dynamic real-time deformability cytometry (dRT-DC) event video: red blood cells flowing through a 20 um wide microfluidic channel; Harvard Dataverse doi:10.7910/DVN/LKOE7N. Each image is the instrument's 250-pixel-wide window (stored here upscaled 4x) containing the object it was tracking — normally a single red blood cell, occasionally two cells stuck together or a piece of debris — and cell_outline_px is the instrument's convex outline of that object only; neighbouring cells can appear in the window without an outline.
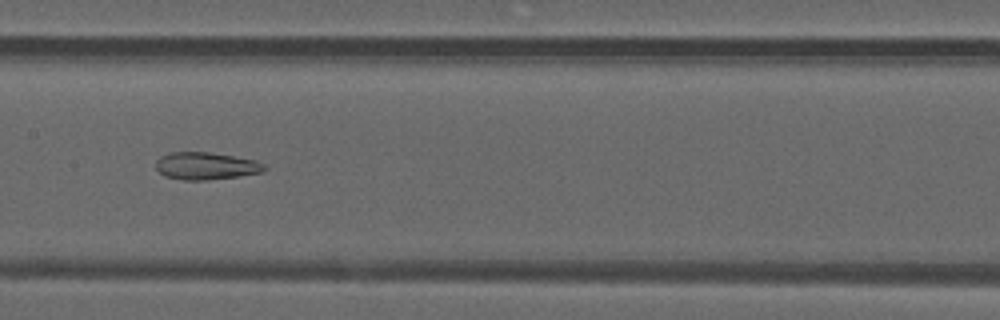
{"species": "common noctule bat (a hibernating species)", "species_latin": "Nyctalus noctula", "temperature_condition": "warm", "stored_images_in_passage": 49, "camera_frame_rate_fps": 3000, "um_per_image_px": 0.085, "animal": {"sex": "male", "forearm_length_mm": 52.5}, "frame": {"image": 1, "passage_image": 25, "time_ms": 8.0, "image_size_px": [1000, 320], "cell_outline_px": [[268, 168], [264, 172], [240, 176], [208, 180], [180, 180], [164, 176], [156, 168], [156, 160], [160, 156], [168, 152], [208, 152], [256, 160], [264, 164]], "centroid_in_image_um": [17.51, 14.11], "position_along_channel_um": 189.9, "area_um2": 17.51}}
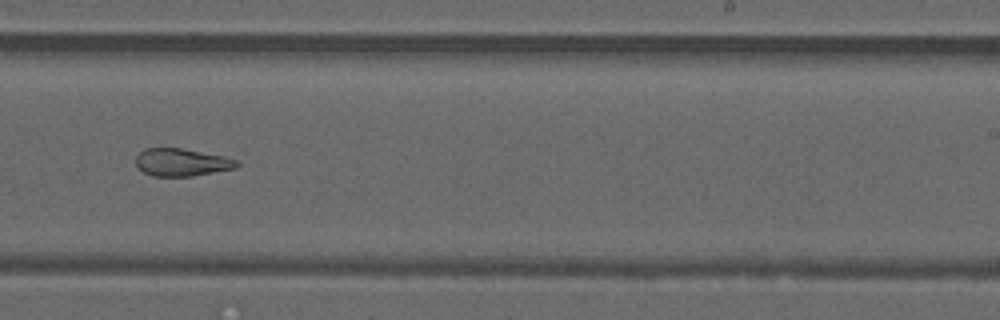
{"frame": {"image": 2, "passage_image": 31, "time_ms": 10.0, "image_size_px": [1000, 320], "cell_outline_px": [[240, 164], [236, 168], [192, 176], [152, 176], [144, 172], [136, 164], [136, 156], [144, 148], [180, 148], [224, 156], [240, 160]], "centroid_in_image_um": [15.47, 13.79], "position_along_channel_um": 273.5, "area_um2": 16.24}}
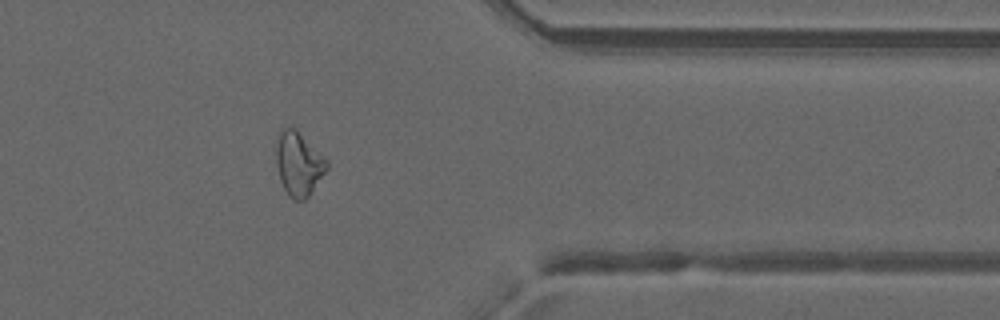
{"frame": {"image": 3, "passage_image": 40, "time_ms": 13.0, "image_size_px": [1000, 320], "cell_outline_px": [[328, 168], [308, 196], [304, 200], [292, 200], [288, 196], [280, 180], [276, 160], [276, 136], [280, 128], [288, 124], [296, 128], [328, 160]], "centroid_in_image_um": [25.36, 13.86], "position_along_channel_um": 386.0, "area_um2": 19.19}, "authors_computed_cell_mechanics": {"area_um2": 21.0392, "velocity_mm_per_s": 4.219, "shape_relaxation_time_tau1_ms": null, "shape_relaxation_time_tau2_ms": 3.9409, "deformation_change_tau1": null, "deformation_change_tau2": 0.1322}}